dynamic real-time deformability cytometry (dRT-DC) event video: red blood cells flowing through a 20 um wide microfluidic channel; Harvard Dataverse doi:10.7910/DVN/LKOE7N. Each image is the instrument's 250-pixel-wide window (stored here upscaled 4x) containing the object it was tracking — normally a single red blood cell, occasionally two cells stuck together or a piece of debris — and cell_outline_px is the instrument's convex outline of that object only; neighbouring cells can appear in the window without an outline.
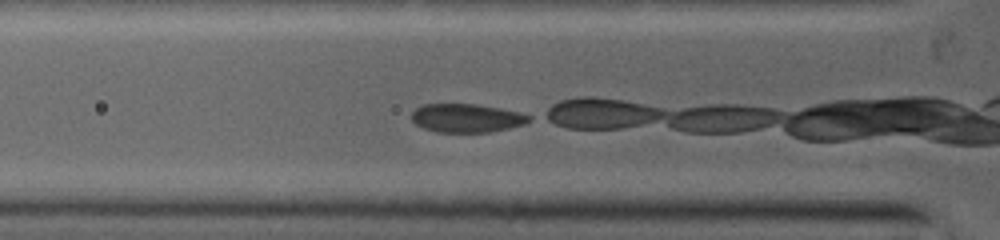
{"species": "common noctule bat (a hibernating species)", "species_latin": "Nyctalus noctula", "temperature_condition": "warm", "stored_images_in_passage": 8, "camera_frame_rate_fps": 5000, "um_per_image_px": 0.085, "animal": {"sex": "female", "body_mass_g": 19.0, "forearm_length_mm": 53.3}, "frame": {"image": 1, "passage_image": 2, "time_ms": 0.4, "image_size_px": [1000, 240], "cell_outline_px": [[532, 120], [524, 124], [508, 128], [488, 132], [436, 132], [424, 128], [416, 124], [412, 120], [412, 112], [416, 108], [424, 104], [476, 104], [500, 108], [520, 112], [532, 116]], "centroid_in_image_um": [39.68, 10.03], "position_along_channel_um": 86.1, "area_um2": 19.54}}
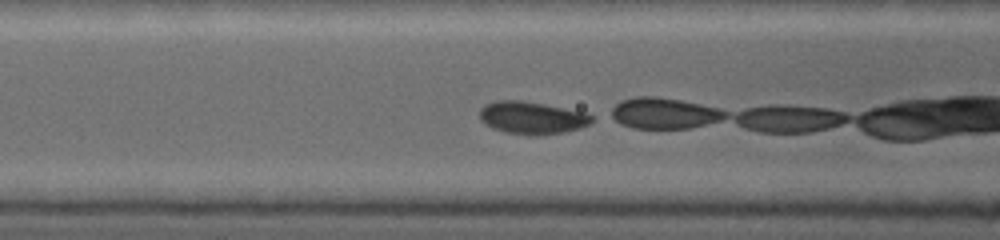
{"frame": {"image": 2, "passage_image": 4, "time_ms": 1.2, "image_size_px": [1000, 240], "cell_outline_px": [[592, 120], [588, 124], [580, 128], [560, 132], [532, 136], [508, 132], [496, 128], [480, 120], [480, 108], [488, 104], [504, 100], [516, 100], [540, 104], [580, 112], [592, 116]], "centroid_in_image_um": [45.19, 10.02], "position_along_channel_um": 121.4, "area_um2": 20.17}}